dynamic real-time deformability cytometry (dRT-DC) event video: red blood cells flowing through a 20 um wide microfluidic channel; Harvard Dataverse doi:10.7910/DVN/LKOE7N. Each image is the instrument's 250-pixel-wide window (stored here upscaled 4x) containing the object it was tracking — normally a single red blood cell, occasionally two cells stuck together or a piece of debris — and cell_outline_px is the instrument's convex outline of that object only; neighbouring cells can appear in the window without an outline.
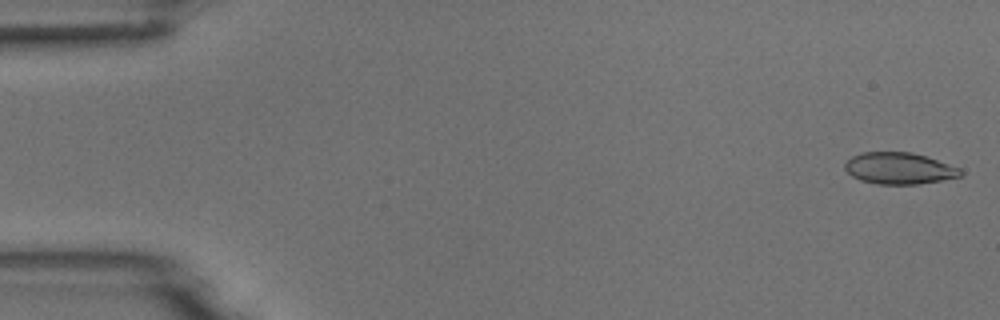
{"species": "common noctule bat (a hibernating species)", "species_latin": "Nyctalus noctula", "temperature_condition": "room temperature", "stored_images_in_passage": 6, "camera_frame_rate_fps": 3000, "um_per_image_px": 0.085, "animal": {"sex": "male", "body_mass_g": 18.8}, "frame": {"image": 1, "passage_image": 1, "time_ms": 0.0, "image_size_px": [1000, 320], "cell_outline_px": [[964, 172], [960, 176], [920, 184], [876, 184], [860, 180], [852, 176], [844, 168], [844, 164], [852, 156], [860, 152], [912, 152], [960, 168]], "centroid_in_image_um": [76.4, 14.31], "position_along_channel_um": 8.6, "area_um2": 21.15}}
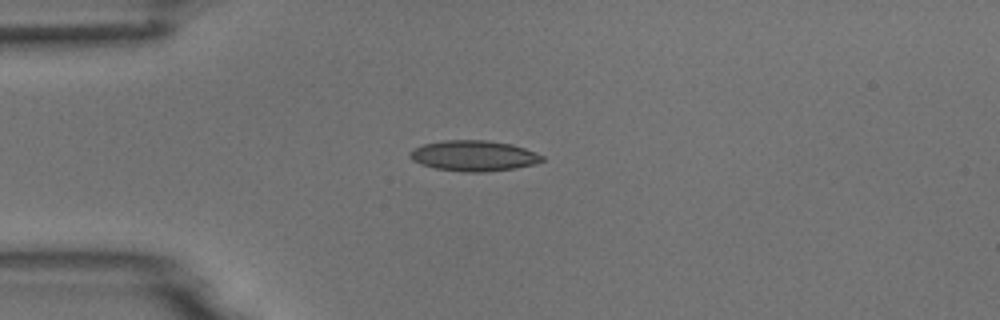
{"frame": {"image": 2, "passage_image": 4, "time_ms": 4.0, "image_size_px": [1000, 320], "cell_outline_px": [[544, 160], [536, 164], [516, 168], [484, 172], [464, 172], [436, 168], [420, 164], [412, 160], [408, 156], [408, 152], [424, 144], [444, 140], [488, 140], [512, 144], [524, 148], [544, 156]], "centroid_in_image_um": [40.27, 13.24], "position_along_channel_um": 44.7, "area_um2": 23.64}}
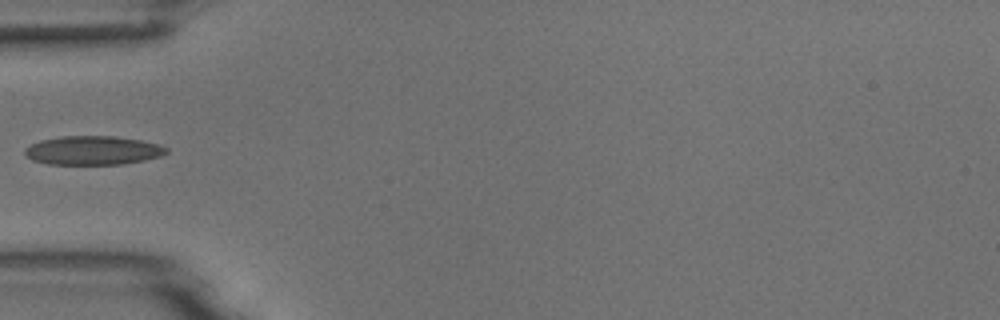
{"frame": {"image": 3, "passage_image": 5, "time_ms": 5.333, "image_size_px": [1000, 320], "cell_outline_px": [[168, 152], [160, 156], [144, 160], [124, 164], [48, 164], [32, 160], [24, 152], [24, 148], [40, 140], [60, 136], [112, 136], [140, 140], [156, 144], [168, 148]], "centroid_in_image_um": [7.88, 12.78], "position_along_channel_um": 77.1, "area_um2": 23.7}}